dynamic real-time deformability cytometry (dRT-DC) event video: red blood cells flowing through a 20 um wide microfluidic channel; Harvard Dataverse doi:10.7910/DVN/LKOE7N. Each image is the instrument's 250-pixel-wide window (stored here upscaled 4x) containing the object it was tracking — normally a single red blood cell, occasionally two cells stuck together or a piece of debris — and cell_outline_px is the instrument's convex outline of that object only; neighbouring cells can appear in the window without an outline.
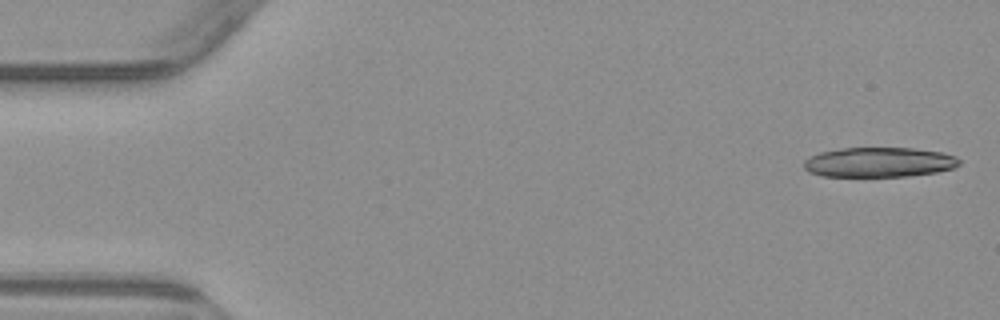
{"species": "common noctule bat (a hibernating species)", "species_latin": "Nyctalus noctula", "temperature_condition": "warm", "stored_images_in_passage": 4, "camera_frame_rate_fps": 3000, "um_per_image_px": 0.085, "animal": {"sex": "male", "body_mass_g": 23.1, "forearm_length_mm": 52.7}, "frame": {"image": 1, "passage_image": 1, "time_ms": 0.0, "image_size_px": [1000, 320], "cell_outline_px": [[960, 164], [952, 168], [936, 172], [908, 176], [820, 176], [808, 172], [804, 168], [804, 160], [820, 152], [840, 148], [912, 148], [940, 152], [956, 156], [960, 160]], "centroid_in_image_um": [74.7, 13.79], "position_along_channel_um": 10.3, "area_um2": 26.93}}